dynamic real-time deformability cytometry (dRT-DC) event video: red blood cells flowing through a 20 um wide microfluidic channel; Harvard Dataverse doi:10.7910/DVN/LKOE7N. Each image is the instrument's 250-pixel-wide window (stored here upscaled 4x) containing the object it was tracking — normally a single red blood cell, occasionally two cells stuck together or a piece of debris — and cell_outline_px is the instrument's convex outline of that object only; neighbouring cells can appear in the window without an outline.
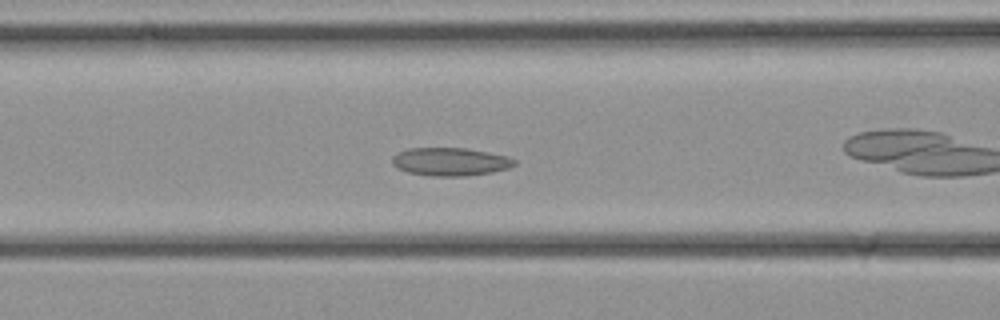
{"species": "common noctule bat (a hibernating species)", "species_latin": "Nyctalus noctula", "temperature_condition": "cold", "stored_images_in_passage": 26, "camera_frame_rate_fps": 3000, "um_per_image_px": 0.085, "animal": {"sex": "female", "body_mass_g": 21.9}, "frame": {"image": 1, "passage_image": 5, "time_ms": 1.333, "image_size_px": [1000, 320], "cell_outline_px": [[516, 164], [508, 168], [492, 172], [464, 176], [432, 176], [408, 172], [396, 168], [392, 164], [392, 156], [396, 152], [408, 148], [468, 148], [508, 156], [516, 160]], "centroid_in_image_um": [38.25, 13.74], "position_along_channel_um": 128.4, "area_um2": 20.17}}